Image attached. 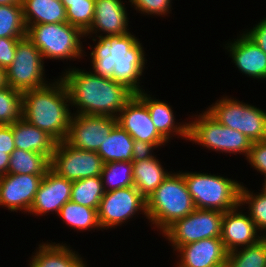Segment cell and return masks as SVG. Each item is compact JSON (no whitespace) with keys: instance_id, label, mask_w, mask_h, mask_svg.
<instances>
[{"instance_id":"74e56055","label":"cell","mask_w":266,"mask_h":267,"mask_svg":"<svg viewBox=\"0 0 266 267\" xmlns=\"http://www.w3.org/2000/svg\"><path fill=\"white\" fill-rule=\"evenodd\" d=\"M172 0H129L135 10L147 15H167L171 11Z\"/></svg>"},{"instance_id":"9c48e42d","label":"cell","mask_w":266,"mask_h":267,"mask_svg":"<svg viewBox=\"0 0 266 267\" xmlns=\"http://www.w3.org/2000/svg\"><path fill=\"white\" fill-rule=\"evenodd\" d=\"M43 64L41 52L28 37L20 39L16 46L14 60L6 69L8 86L23 93L48 85L44 77Z\"/></svg>"},{"instance_id":"7bdbcfd3","label":"cell","mask_w":266,"mask_h":267,"mask_svg":"<svg viewBox=\"0 0 266 267\" xmlns=\"http://www.w3.org/2000/svg\"><path fill=\"white\" fill-rule=\"evenodd\" d=\"M10 154L6 152H0V177L4 176L8 172Z\"/></svg>"},{"instance_id":"ab89813d","label":"cell","mask_w":266,"mask_h":267,"mask_svg":"<svg viewBox=\"0 0 266 267\" xmlns=\"http://www.w3.org/2000/svg\"><path fill=\"white\" fill-rule=\"evenodd\" d=\"M22 38L0 37V67L7 69L13 62L18 41Z\"/></svg>"},{"instance_id":"83f0119b","label":"cell","mask_w":266,"mask_h":267,"mask_svg":"<svg viewBox=\"0 0 266 267\" xmlns=\"http://www.w3.org/2000/svg\"><path fill=\"white\" fill-rule=\"evenodd\" d=\"M8 172L11 174H46L50 160L41 153L15 148L10 154Z\"/></svg>"},{"instance_id":"8fae6325","label":"cell","mask_w":266,"mask_h":267,"mask_svg":"<svg viewBox=\"0 0 266 267\" xmlns=\"http://www.w3.org/2000/svg\"><path fill=\"white\" fill-rule=\"evenodd\" d=\"M116 118L117 124L132 136L142 151H153L168 142L153 124L147 105L136 94Z\"/></svg>"},{"instance_id":"1f68e13d","label":"cell","mask_w":266,"mask_h":267,"mask_svg":"<svg viewBox=\"0 0 266 267\" xmlns=\"http://www.w3.org/2000/svg\"><path fill=\"white\" fill-rule=\"evenodd\" d=\"M26 35L22 3L0 6V37L24 38Z\"/></svg>"},{"instance_id":"f1b7e54d","label":"cell","mask_w":266,"mask_h":267,"mask_svg":"<svg viewBox=\"0 0 266 267\" xmlns=\"http://www.w3.org/2000/svg\"><path fill=\"white\" fill-rule=\"evenodd\" d=\"M104 193L100 176L88 177L73 181L70 201L98 210Z\"/></svg>"},{"instance_id":"5b68a950","label":"cell","mask_w":266,"mask_h":267,"mask_svg":"<svg viewBox=\"0 0 266 267\" xmlns=\"http://www.w3.org/2000/svg\"><path fill=\"white\" fill-rule=\"evenodd\" d=\"M26 36L41 52L43 60L71 61L84 56L80 39L85 34L68 22L29 25Z\"/></svg>"},{"instance_id":"ac0fdd59","label":"cell","mask_w":266,"mask_h":267,"mask_svg":"<svg viewBox=\"0 0 266 267\" xmlns=\"http://www.w3.org/2000/svg\"><path fill=\"white\" fill-rule=\"evenodd\" d=\"M126 7L121 0H95L94 18L85 37L103 32L105 35L96 37L125 35L128 30V16Z\"/></svg>"},{"instance_id":"44dd1931","label":"cell","mask_w":266,"mask_h":267,"mask_svg":"<svg viewBox=\"0 0 266 267\" xmlns=\"http://www.w3.org/2000/svg\"><path fill=\"white\" fill-rule=\"evenodd\" d=\"M141 151L132 136L117 124L102 142L97 154L101 157L103 163L133 162Z\"/></svg>"},{"instance_id":"d590c367","label":"cell","mask_w":266,"mask_h":267,"mask_svg":"<svg viewBox=\"0 0 266 267\" xmlns=\"http://www.w3.org/2000/svg\"><path fill=\"white\" fill-rule=\"evenodd\" d=\"M94 11L95 1L68 2L67 22L85 34L92 25Z\"/></svg>"},{"instance_id":"8d00e7d4","label":"cell","mask_w":266,"mask_h":267,"mask_svg":"<svg viewBox=\"0 0 266 267\" xmlns=\"http://www.w3.org/2000/svg\"><path fill=\"white\" fill-rule=\"evenodd\" d=\"M99 41L91 52V62L93 73L101 77L112 78V72L115 65H112L110 58L111 46L104 37H98Z\"/></svg>"},{"instance_id":"277c9868","label":"cell","mask_w":266,"mask_h":267,"mask_svg":"<svg viewBox=\"0 0 266 267\" xmlns=\"http://www.w3.org/2000/svg\"><path fill=\"white\" fill-rule=\"evenodd\" d=\"M196 209L226 212L239 206L241 183L200 172H183Z\"/></svg>"},{"instance_id":"7c38bea8","label":"cell","mask_w":266,"mask_h":267,"mask_svg":"<svg viewBox=\"0 0 266 267\" xmlns=\"http://www.w3.org/2000/svg\"><path fill=\"white\" fill-rule=\"evenodd\" d=\"M138 211L147 218L146 199L134 186L105 192L98 209L101 230L126 223Z\"/></svg>"},{"instance_id":"4dcf8cb0","label":"cell","mask_w":266,"mask_h":267,"mask_svg":"<svg viewBox=\"0 0 266 267\" xmlns=\"http://www.w3.org/2000/svg\"><path fill=\"white\" fill-rule=\"evenodd\" d=\"M226 267H266V236L256 244L228 252Z\"/></svg>"},{"instance_id":"30bf717a","label":"cell","mask_w":266,"mask_h":267,"mask_svg":"<svg viewBox=\"0 0 266 267\" xmlns=\"http://www.w3.org/2000/svg\"><path fill=\"white\" fill-rule=\"evenodd\" d=\"M103 164L96 151L76 149L65 140L56 144L50 159V169L70 181L100 176Z\"/></svg>"},{"instance_id":"d4e9b609","label":"cell","mask_w":266,"mask_h":267,"mask_svg":"<svg viewBox=\"0 0 266 267\" xmlns=\"http://www.w3.org/2000/svg\"><path fill=\"white\" fill-rule=\"evenodd\" d=\"M32 256L30 267H70L80 256L63 243H44L38 245Z\"/></svg>"},{"instance_id":"603a6c76","label":"cell","mask_w":266,"mask_h":267,"mask_svg":"<svg viewBox=\"0 0 266 267\" xmlns=\"http://www.w3.org/2000/svg\"><path fill=\"white\" fill-rule=\"evenodd\" d=\"M13 138L15 148L44 154L49 160L57 144L50 135L24 118L13 123Z\"/></svg>"},{"instance_id":"d6986e66","label":"cell","mask_w":266,"mask_h":267,"mask_svg":"<svg viewBox=\"0 0 266 267\" xmlns=\"http://www.w3.org/2000/svg\"><path fill=\"white\" fill-rule=\"evenodd\" d=\"M226 46L230 57L241 73L254 79L266 80V53L246 34L242 33Z\"/></svg>"},{"instance_id":"2e32d148","label":"cell","mask_w":266,"mask_h":267,"mask_svg":"<svg viewBox=\"0 0 266 267\" xmlns=\"http://www.w3.org/2000/svg\"><path fill=\"white\" fill-rule=\"evenodd\" d=\"M240 205L224 212L221 240L227 252L256 244L264 236L258 233L255 223L249 215L238 211ZM261 235V236H260Z\"/></svg>"},{"instance_id":"b9f144b4","label":"cell","mask_w":266,"mask_h":267,"mask_svg":"<svg viewBox=\"0 0 266 267\" xmlns=\"http://www.w3.org/2000/svg\"><path fill=\"white\" fill-rule=\"evenodd\" d=\"M15 149L13 138V124L0 125V152L11 154Z\"/></svg>"},{"instance_id":"c3c4849f","label":"cell","mask_w":266,"mask_h":267,"mask_svg":"<svg viewBox=\"0 0 266 267\" xmlns=\"http://www.w3.org/2000/svg\"><path fill=\"white\" fill-rule=\"evenodd\" d=\"M262 191L266 193V177L264 179V185H263Z\"/></svg>"},{"instance_id":"ba28073f","label":"cell","mask_w":266,"mask_h":267,"mask_svg":"<svg viewBox=\"0 0 266 267\" xmlns=\"http://www.w3.org/2000/svg\"><path fill=\"white\" fill-rule=\"evenodd\" d=\"M224 212L195 209L184 218L178 219L161 234L166 236L174 251L183 245L207 238H220Z\"/></svg>"},{"instance_id":"9a60e30c","label":"cell","mask_w":266,"mask_h":267,"mask_svg":"<svg viewBox=\"0 0 266 267\" xmlns=\"http://www.w3.org/2000/svg\"><path fill=\"white\" fill-rule=\"evenodd\" d=\"M72 184L73 181L58 176L49 169L40 183L29 213L43 216L55 211L58 215L61 207L70 201Z\"/></svg>"},{"instance_id":"7a4b0ae2","label":"cell","mask_w":266,"mask_h":267,"mask_svg":"<svg viewBox=\"0 0 266 267\" xmlns=\"http://www.w3.org/2000/svg\"><path fill=\"white\" fill-rule=\"evenodd\" d=\"M56 80L52 84L22 93V118L58 143L68 135L72 114L66 85L61 78Z\"/></svg>"},{"instance_id":"e0dca14e","label":"cell","mask_w":266,"mask_h":267,"mask_svg":"<svg viewBox=\"0 0 266 267\" xmlns=\"http://www.w3.org/2000/svg\"><path fill=\"white\" fill-rule=\"evenodd\" d=\"M177 267H224L227 254L221 238H207L179 247Z\"/></svg>"},{"instance_id":"6da1fadb","label":"cell","mask_w":266,"mask_h":267,"mask_svg":"<svg viewBox=\"0 0 266 267\" xmlns=\"http://www.w3.org/2000/svg\"><path fill=\"white\" fill-rule=\"evenodd\" d=\"M65 72L60 78L69 92L71 107H78L75 114L117 117L134 95L112 78L79 68H69Z\"/></svg>"},{"instance_id":"52a82bcc","label":"cell","mask_w":266,"mask_h":267,"mask_svg":"<svg viewBox=\"0 0 266 267\" xmlns=\"http://www.w3.org/2000/svg\"><path fill=\"white\" fill-rule=\"evenodd\" d=\"M207 111L222 125L238 130L252 142L266 140V111L228 97L217 100Z\"/></svg>"},{"instance_id":"4316f807","label":"cell","mask_w":266,"mask_h":267,"mask_svg":"<svg viewBox=\"0 0 266 267\" xmlns=\"http://www.w3.org/2000/svg\"><path fill=\"white\" fill-rule=\"evenodd\" d=\"M112 65H115L112 72V79L123 84L134 94L142 91L140 79L145 69V58H120L111 59Z\"/></svg>"},{"instance_id":"f546056e","label":"cell","mask_w":266,"mask_h":267,"mask_svg":"<svg viewBox=\"0 0 266 267\" xmlns=\"http://www.w3.org/2000/svg\"><path fill=\"white\" fill-rule=\"evenodd\" d=\"M132 162L104 163L100 174L105 192L134 186Z\"/></svg>"},{"instance_id":"f6af8a7d","label":"cell","mask_w":266,"mask_h":267,"mask_svg":"<svg viewBox=\"0 0 266 267\" xmlns=\"http://www.w3.org/2000/svg\"><path fill=\"white\" fill-rule=\"evenodd\" d=\"M21 0H0V6L4 5H20Z\"/></svg>"},{"instance_id":"7402d4cb","label":"cell","mask_w":266,"mask_h":267,"mask_svg":"<svg viewBox=\"0 0 266 267\" xmlns=\"http://www.w3.org/2000/svg\"><path fill=\"white\" fill-rule=\"evenodd\" d=\"M145 90L136 94L146 105L151 116V120L157 131L167 140L172 138L170 135H179L188 140V123L175 125V116L172 107L166 102L153 99ZM175 133V134H174Z\"/></svg>"},{"instance_id":"ee69618b","label":"cell","mask_w":266,"mask_h":267,"mask_svg":"<svg viewBox=\"0 0 266 267\" xmlns=\"http://www.w3.org/2000/svg\"><path fill=\"white\" fill-rule=\"evenodd\" d=\"M8 86L6 70L0 67V89Z\"/></svg>"},{"instance_id":"8992f818","label":"cell","mask_w":266,"mask_h":267,"mask_svg":"<svg viewBox=\"0 0 266 267\" xmlns=\"http://www.w3.org/2000/svg\"><path fill=\"white\" fill-rule=\"evenodd\" d=\"M195 116L196 120L188 123V140L209 150L248 157L253 142L247 136L220 124L207 110Z\"/></svg>"},{"instance_id":"7dc6e473","label":"cell","mask_w":266,"mask_h":267,"mask_svg":"<svg viewBox=\"0 0 266 267\" xmlns=\"http://www.w3.org/2000/svg\"><path fill=\"white\" fill-rule=\"evenodd\" d=\"M64 5L65 9L68 8V2H77V1H95V0H60Z\"/></svg>"},{"instance_id":"d6a6232c","label":"cell","mask_w":266,"mask_h":267,"mask_svg":"<svg viewBox=\"0 0 266 267\" xmlns=\"http://www.w3.org/2000/svg\"><path fill=\"white\" fill-rule=\"evenodd\" d=\"M22 92L10 86L0 89V125H11L22 118Z\"/></svg>"},{"instance_id":"3957f363","label":"cell","mask_w":266,"mask_h":267,"mask_svg":"<svg viewBox=\"0 0 266 267\" xmlns=\"http://www.w3.org/2000/svg\"><path fill=\"white\" fill-rule=\"evenodd\" d=\"M195 209L182 172L170 173L146 199L147 219L161 232Z\"/></svg>"},{"instance_id":"484cf974","label":"cell","mask_w":266,"mask_h":267,"mask_svg":"<svg viewBox=\"0 0 266 267\" xmlns=\"http://www.w3.org/2000/svg\"><path fill=\"white\" fill-rule=\"evenodd\" d=\"M58 216L64 223L69 225L72 229L77 231L92 230L93 228L101 229L98 210L87 206L74 203L72 201L66 202L60 209Z\"/></svg>"},{"instance_id":"f35d334b","label":"cell","mask_w":266,"mask_h":267,"mask_svg":"<svg viewBox=\"0 0 266 267\" xmlns=\"http://www.w3.org/2000/svg\"><path fill=\"white\" fill-rule=\"evenodd\" d=\"M247 160L257 172L266 177V140L252 143Z\"/></svg>"},{"instance_id":"bcb514c9","label":"cell","mask_w":266,"mask_h":267,"mask_svg":"<svg viewBox=\"0 0 266 267\" xmlns=\"http://www.w3.org/2000/svg\"><path fill=\"white\" fill-rule=\"evenodd\" d=\"M70 267H87L82 257H79Z\"/></svg>"},{"instance_id":"e575fe53","label":"cell","mask_w":266,"mask_h":267,"mask_svg":"<svg viewBox=\"0 0 266 267\" xmlns=\"http://www.w3.org/2000/svg\"><path fill=\"white\" fill-rule=\"evenodd\" d=\"M104 38L109 42L110 48V58L120 59V58H145V52L140 43L131 33L125 35H113L104 36Z\"/></svg>"},{"instance_id":"5bb4252c","label":"cell","mask_w":266,"mask_h":267,"mask_svg":"<svg viewBox=\"0 0 266 267\" xmlns=\"http://www.w3.org/2000/svg\"><path fill=\"white\" fill-rule=\"evenodd\" d=\"M45 174H11L0 177V206L13 211L29 210Z\"/></svg>"},{"instance_id":"4fadbf2b","label":"cell","mask_w":266,"mask_h":267,"mask_svg":"<svg viewBox=\"0 0 266 267\" xmlns=\"http://www.w3.org/2000/svg\"><path fill=\"white\" fill-rule=\"evenodd\" d=\"M116 125V117L72 113L65 141L76 149L97 152Z\"/></svg>"},{"instance_id":"cb8c5ba5","label":"cell","mask_w":266,"mask_h":267,"mask_svg":"<svg viewBox=\"0 0 266 267\" xmlns=\"http://www.w3.org/2000/svg\"><path fill=\"white\" fill-rule=\"evenodd\" d=\"M21 3L26 27L67 22L66 9L60 0H21Z\"/></svg>"},{"instance_id":"ffe728a7","label":"cell","mask_w":266,"mask_h":267,"mask_svg":"<svg viewBox=\"0 0 266 267\" xmlns=\"http://www.w3.org/2000/svg\"><path fill=\"white\" fill-rule=\"evenodd\" d=\"M152 152V150L141 151L132 162L134 187L145 199H148L170 174Z\"/></svg>"},{"instance_id":"836d02e7","label":"cell","mask_w":266,"mask_h":267,"mask_svg":"<svg viewBox=\"0 0 266 267\" xmlns=\"http://www.w3.org/2000/svg\"><path fill=\"white\" fill-rule=\"evenodd\" d=\"M239 204L240 206L249 204V217L255 223L257 230L261 234L265 231L262 235L266 236V193L261 190L260 193L253 194L248 188L241 185Z\"/></svg>"},{"instance_id":"60d3db41","label":"cell","mask_w":266,"mask_h":267,"mask_svg":"<svg viewBox=\"0 0 266 267\" xmlns=\"http://www.w3.org/2000/svg\"><path fill=\"white\" fill-rule=\"evenodd\" d=\"M244 32L266 53V18Z\"/></svg>"}]
</instances>
